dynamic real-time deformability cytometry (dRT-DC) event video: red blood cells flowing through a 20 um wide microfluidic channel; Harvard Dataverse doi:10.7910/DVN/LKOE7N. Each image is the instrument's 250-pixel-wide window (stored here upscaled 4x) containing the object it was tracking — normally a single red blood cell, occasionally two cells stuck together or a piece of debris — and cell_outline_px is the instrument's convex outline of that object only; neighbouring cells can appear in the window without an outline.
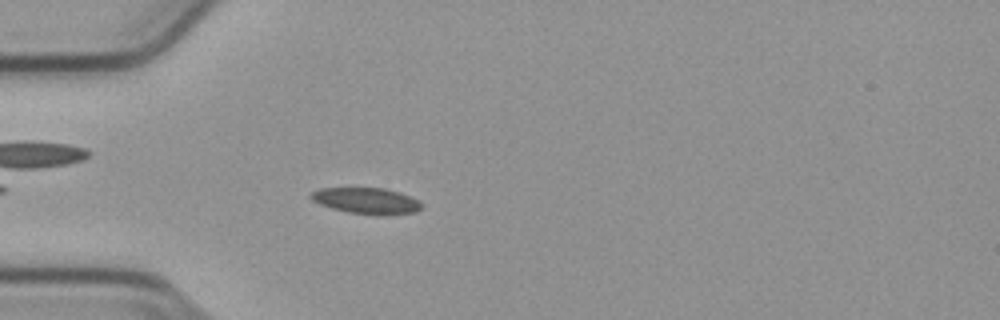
{"species": "common noctule bat (a hibernating species)", "species_latin": "Nyctalus noctula", "temperature_condition": "cold", "stored_images_in_passage": 14, "camera_frame_rate_fps": 3000, "um_per_image_px": 0.085, "animal": {"sex": "male", "body_mass_g": 23.1, "forearm_length_mm": 52.7}, "frame": {"image": 1, "passage_image": 7, "time_ms": 2.0, "image_size_px": [1000, 320], "cell_outline_px": [[424, 208], [416, 212], [380, 216], [348, 212], [332, 208], [320, 204], [312, 200], [308, 196], [312, 192], [320, 188], [384, 188], [400, 192], [424, 204]], "centroid_in_image_um": [31.18, 17.08], "position_along_channel_um": 53.8, "area_um2": 16.99}}